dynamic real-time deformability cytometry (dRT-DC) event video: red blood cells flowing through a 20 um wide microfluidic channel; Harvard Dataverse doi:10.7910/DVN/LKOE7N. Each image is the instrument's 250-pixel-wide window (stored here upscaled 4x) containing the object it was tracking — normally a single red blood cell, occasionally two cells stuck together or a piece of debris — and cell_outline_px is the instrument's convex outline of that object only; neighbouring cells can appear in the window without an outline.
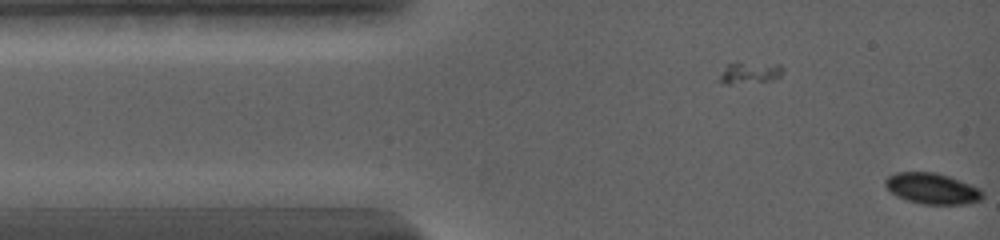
{"species": "common noctule bat (a hibernating species)", "species_latin": "Nyctalus noctula", "temperature_condition": "warm", "stored_images_in_passage": 8, "camera_frame_rate_fps": 5000, "um_per_image_px": 0.085, "animal": {"sex": "female", "body_mass_g": 19.0, "forearm_length_mm": 56.7}, "frame": {"image": 1, "passage_image": 8, "time_ms": 1.8, "image_size_px": [1000, 240], "cell_outline_px": [[984, 196], [980, 200], [964, 204], [924, 204], [908, 200], [896, 196], [884, 184], [884, 180], [888, 176], [896, 172], [932, 172], [948, 176], [960, 180], [980, 188], [984, 192]], "centroid_in_image_um": [79.24, 16.02], "position_along_channel_um": 5.8, "area_um2": 17.46}}